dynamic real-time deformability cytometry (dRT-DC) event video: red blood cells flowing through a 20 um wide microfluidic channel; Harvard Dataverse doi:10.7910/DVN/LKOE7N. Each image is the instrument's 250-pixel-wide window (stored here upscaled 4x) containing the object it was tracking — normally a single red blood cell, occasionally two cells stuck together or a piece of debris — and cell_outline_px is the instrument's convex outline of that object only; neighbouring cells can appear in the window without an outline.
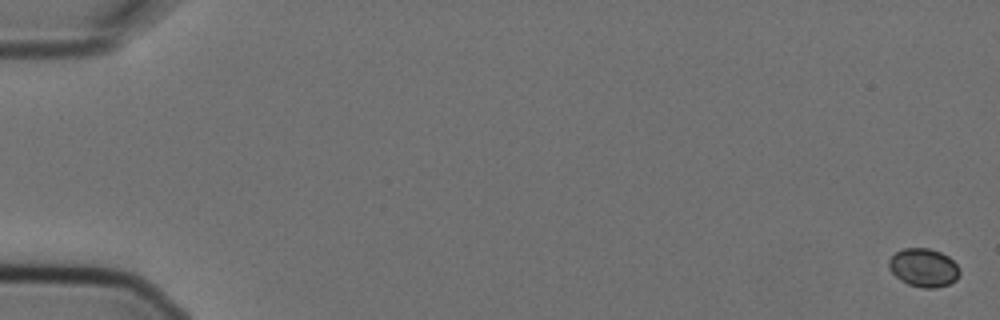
{"species": "Egyptian fruit bat (a non-hibernating species)", "species_latin": "Rousettus aegyptiacus", "temperature_condition": "cold", "stored_images_in_passage": 5, "camera_frame_rate_fps": 3000, "um_per_image_px": 0.085, "animal": {"sex": "female"}, "frame": {"image": 1, "passage_image": 1, "time_ms": 0.0, "image_size_px": [1000, 320], "cell_outline_px": [[960, 272], [956, 280], [948, 284], [936, 288], [924, 288], [908, 284], [900, 280], [888, 268], [888, 260], [896, 252], [904, 248], [928, 248], [940, 252], [948, 256], [960, 268]], "centroid_in_image_um": [78.5, 22.75], "position_along_channel_um": 6.5, "area_um2": 15.84}}
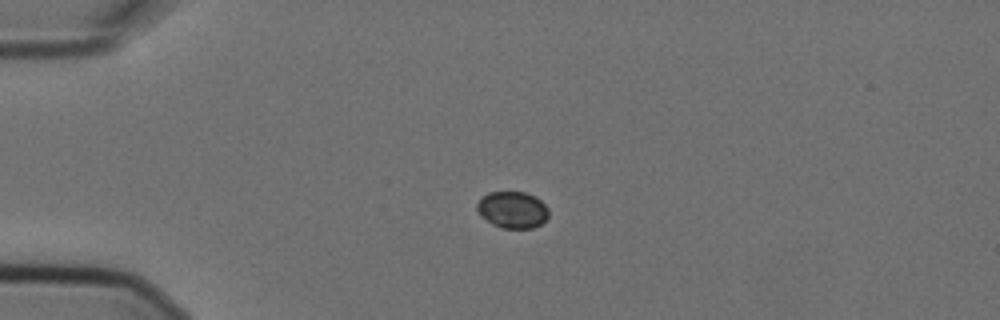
{"frame": {"image": 2, "passage_image": 5, "time_ms": 1.333, "image_size_px": [1000, 320], "cell_outline_px": [[548, 216], [540, 224], [532, 228], [500, 228], [492, 224], [480, 216], [476, 208], [476, 204], [488, 192], [524, 192], [536, 196], [548, 208]], "centroid_in_image_um": [43.55, 17.83], "position_along_channel_um": 41.5, "area_um2": 15.32}}